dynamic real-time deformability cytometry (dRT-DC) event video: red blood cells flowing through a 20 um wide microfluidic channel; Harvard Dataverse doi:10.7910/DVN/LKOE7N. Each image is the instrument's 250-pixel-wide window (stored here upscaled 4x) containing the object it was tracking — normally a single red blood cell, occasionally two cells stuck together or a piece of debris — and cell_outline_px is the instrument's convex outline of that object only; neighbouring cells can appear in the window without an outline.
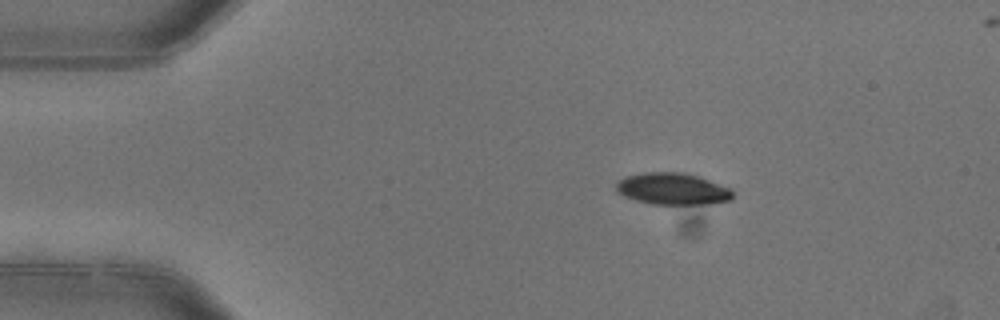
{"species": "common noctule bat (a hibernating species)", "species_latin": "Nyctalus noctula", "temperature_condition": "warm", "stored_images_in_passage": 3, "camera_frame_rate_fps": 3000, "um_per_image_px": 0.085, "animal": {"sex": "female"}, "frame": {"image": 1, "passage_image": 1, "time_ms": 0.0, "image_size_px": [1000, 320], "cell_outline_px": [[732, 200], [708, 204], [652, 204], [636, 200], [624, 196], [616, 192], [616, 184], [624, 176], [644, 172], [684, 172], [700, 176], [728, 188], [732, 192]], "centroid_in_image_um": [57.14, 16.04], "position_along_channel_um": 27.9, "area_um2": 21.62}}
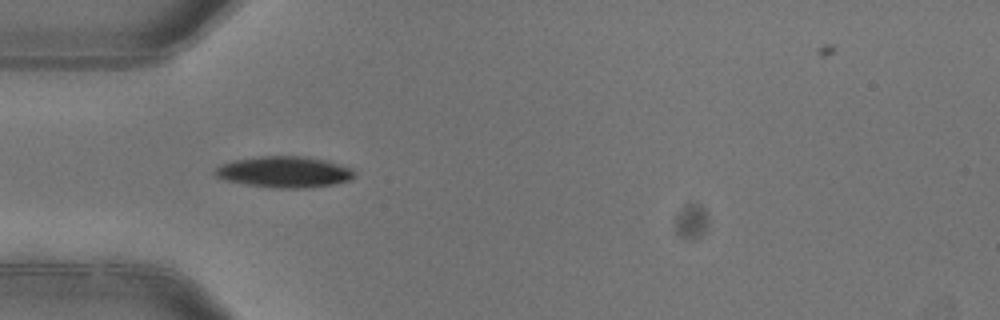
{"frame": {"image": 2, "passage_image": 3, "time_ms": 0.667, "image_size_px": [1000, 320], "cell_outline_px": [[352, 176], [348, 180], [332, 184], [304, 188], [276, 188], [244, 184], [224, 180], [216, 176], [212, 172], [220, 164], [232, 160], [264, 156], [304, 156], [328, 160], [348, 168], [352, 172]], "centroid_in_image_um": [24.07, 14.61], "position_along_channel_um": 60.9, "area_um2": 25.09}}